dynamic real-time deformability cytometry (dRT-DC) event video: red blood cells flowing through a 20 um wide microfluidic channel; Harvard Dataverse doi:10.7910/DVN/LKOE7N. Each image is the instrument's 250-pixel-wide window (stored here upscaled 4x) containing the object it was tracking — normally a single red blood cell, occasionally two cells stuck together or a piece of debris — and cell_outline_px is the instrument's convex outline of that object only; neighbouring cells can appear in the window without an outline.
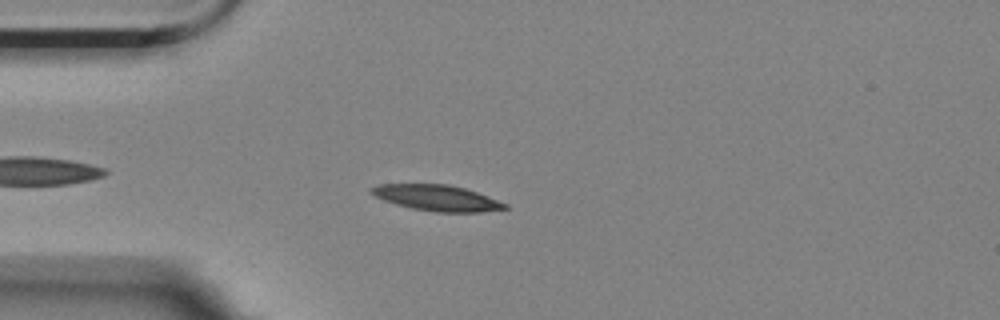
{"species": "Egyptian fruit bat (a non-hibernating species)", "species_latin": "Rousettus aegyptiacus", "temperature_condition": "room temperature", "stored_images_in_passage": 36, "camera_frame_rate_fps": 3000, "um_per_image_px": 0.085, "animal": {"sex": "female"}, "frame": {"image": 1, "passage_image": 6, "time_ms": 1.667, "image_size_px": [1000, 320], "cell_outline_px": [[508, 208], [480, 212], [436, 212], [412, 208], [396, 204], [384, 200], [368, 192], [368, 188], [380, 184], [448, 184], [464, 188], [488, 196], [508, 204]], "centroid_in_image_um": [37.12, 16.81], "position_along_channel_um": 47.9, "area_um2": 20.06}}
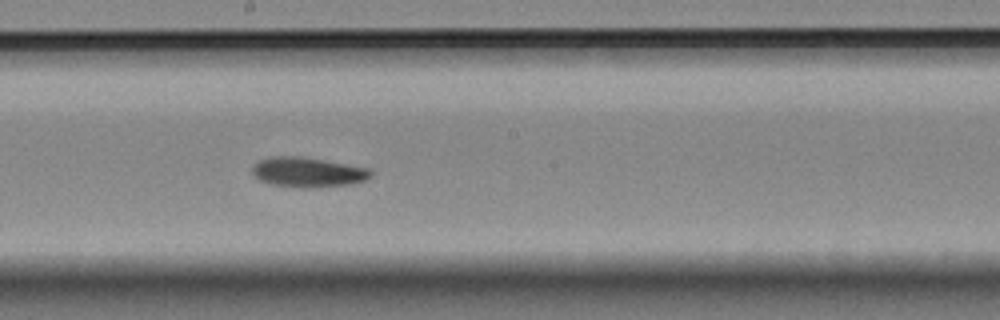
{"frame": {"image": 2, "passage_image": 22, "time_ms": 7.0, "image_size_px": [1000, 320], "cell_outline_px": [[372, 176], [364, 180], [352, 184], [312, 188], [272, 184], [260, 180], [252, 172], [252, 168], [256, 160], [272, 156], [304, 156], [368, 168], [372, 172]], "centroid_in_image_um": [26.16, 14.62], "position_along_channel_um": 222.0, "area_um2": 20.63}}
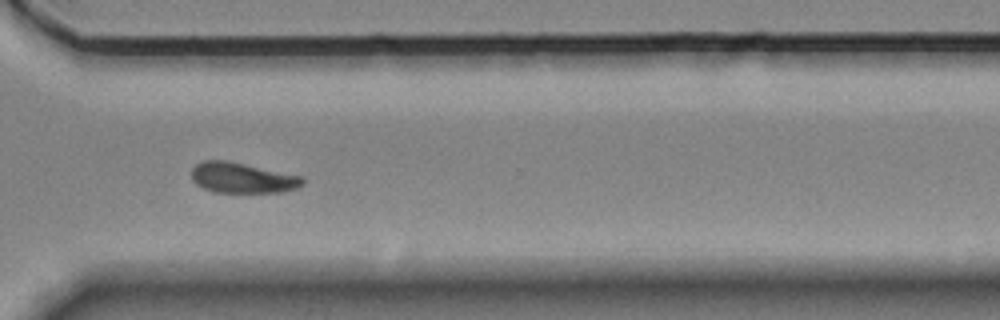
{"frame": {"image": 3, "passage_image": 33, "time_ms": 10.667, "image_size_px": [1000, 320], "cell_outline_px": [[304, 184], [296, 188], [280, 192], [212, 192], [196, 184], [192, 180], [192, 168], [196, 164], [204, 160], [224, 160], [244, 164], [300, 176], [304, 180]], "centroid_in_image_um": [20.55, 15.12], "position_along_channel_um": 350.0, "area_um2": 19.42}, "authors_computed_cell_mechanics": {"area_um2": 20.4034, "velocity_mm_per_s": 3.493, "shape_relaxation_time_tau1_ms": 3.4187, "shape_relaxation_time_tau2_ms": 3.8578, "deformation_change_tau1": 0.1175, "deformation_change_tau2": 0.0871}}